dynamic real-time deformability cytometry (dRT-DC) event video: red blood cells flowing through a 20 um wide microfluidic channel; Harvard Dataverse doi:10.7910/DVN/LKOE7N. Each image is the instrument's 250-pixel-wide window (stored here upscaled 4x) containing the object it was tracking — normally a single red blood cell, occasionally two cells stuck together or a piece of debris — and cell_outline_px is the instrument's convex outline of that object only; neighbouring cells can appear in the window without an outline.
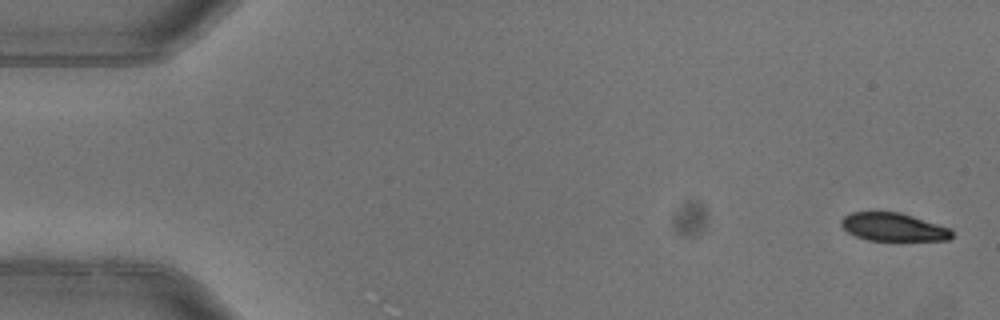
{"species": "common noctule bat (a hibernating species)", "species_latin": "Nyctalus noctula", "temperature_condition": "warm", "stored_images_in_passage": 5, "camera_frame_rate_fps": 3000, "um_per_image_px": 0.085, "animal": {"sex": "female"}, "frame": {"image": 1, "passage_image": 1, "time_ms": 0.0, "image_size_px": [1000, 320], "cell_outline_px": [[952, 236], [948, 240], [868, 240], [856, 236], [848, 232], [840, 224], [840, 220], [844, 216], [852, 212], [900, 212], [948, 228], [952, 232]], "centroid_in_image_um": [75.88, 19.3], "position_along_channel_um": 9.1, "area_um2": 17.8}}
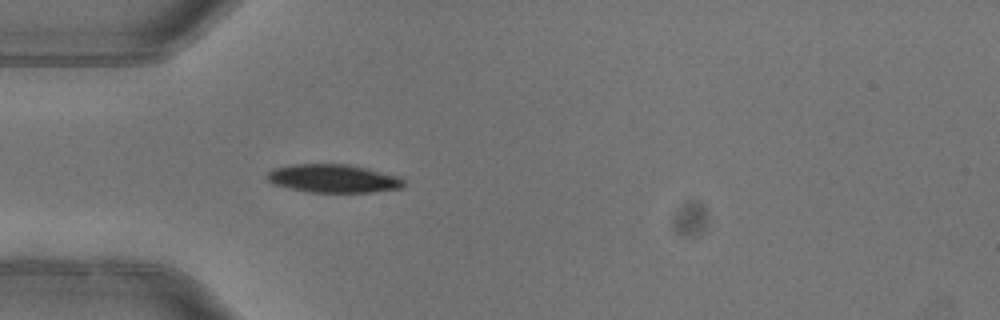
{"frame": {"image": 2, "passage_image": 5, "time_ms": 1.333, "image_size_px": [1000, 320], "cell_outline_px": [[404, 188], [372, 192], [308, 192], [272, 184], [264, 176], [268, 172], [276, 168], [292, 164], [348, 164], [368, 168], [400, 176], [404, 180]], "centroid_in_image_um": [28.36, 15.17], "position_along_channel_um": 56.6, "area_um2": 22.72}}